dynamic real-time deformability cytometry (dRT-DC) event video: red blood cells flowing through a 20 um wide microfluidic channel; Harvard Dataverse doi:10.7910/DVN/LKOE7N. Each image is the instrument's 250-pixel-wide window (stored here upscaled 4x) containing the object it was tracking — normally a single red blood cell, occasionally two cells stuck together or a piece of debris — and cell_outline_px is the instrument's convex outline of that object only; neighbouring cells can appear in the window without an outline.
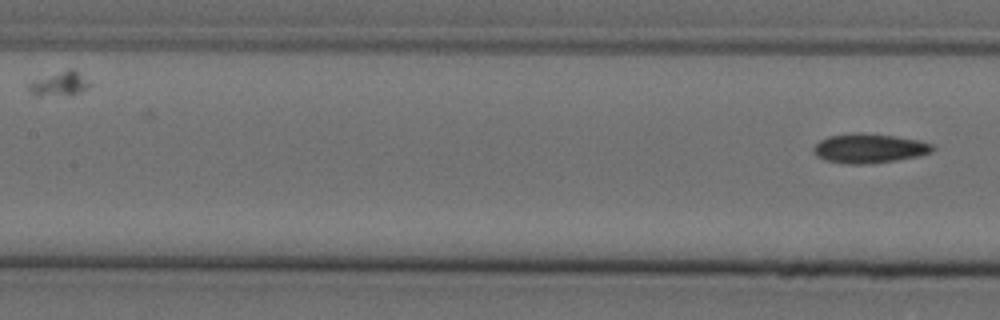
{"species": "Egyptian fruit bat (a non-hibernating species)", "species_latin": "Rousettus aegyptiacus", "temperature_condition": "cold", "stored_images_in_passage": 8, "segment_of_instrument_passage": [2, 2], "camera_frame_rate_fps": 3000, "um_per_image_px": 0.085, "animal": {"sex": "female"}, "frame": {"image": 1, "passage_image": 8, "time_ms": 2.333, "image_size_px": [1000, 320], "cell_outline_px": [[936, 148], [932, 152], [916, 156], [896, 160], [860, 164], [848, 164], [824, 160], [816, 156], [812, 148], [820, 140], [828, 136], [852, 132], [860, 132], [896, 136], [920, 140], [932, 144]], "centroid_in_image_um": [73.86, 12.59], "position_along_channel_um": 133.5, "area_um2": 20.46}}